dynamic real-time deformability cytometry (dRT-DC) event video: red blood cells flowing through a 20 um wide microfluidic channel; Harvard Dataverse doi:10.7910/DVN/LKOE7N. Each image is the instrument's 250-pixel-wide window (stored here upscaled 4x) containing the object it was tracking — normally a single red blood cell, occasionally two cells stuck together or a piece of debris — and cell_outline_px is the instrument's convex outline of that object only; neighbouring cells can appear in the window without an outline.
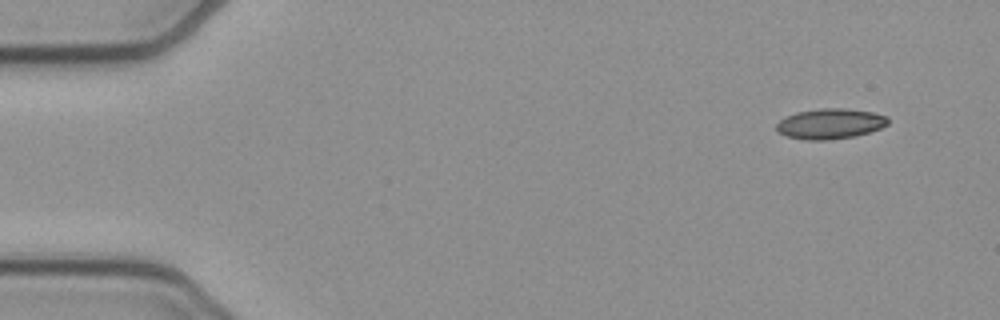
{"species": "common noctule bat (a hibernating species)", "species_latin": "Nyctalus noctula", "temperature_condition": "cold", "stored_images_in_passage": 49, "camera_frame_rate_fps": 3000, "um_per_image_px": 0.085, "animal": {"sex": "female", "body_mass_g": 21.9}, "frame": {"image": 1, "passage_image": 1, "time_ms": 0.0, "image_size_px": [1000, 320], "cell_outline_px": [[888, 124], [880, 128], [856, 136], [824, 140], [804, 140], [784, 136], [776, 132], [776, 124], [784, 116], [796, 112], [820, 108], [844, 108], [872, 112], [888, 116]], "centroid_in_image_um": [70.51, 10.52], "position_along_channel_um": 14.5, "area_um2": 19.94}}
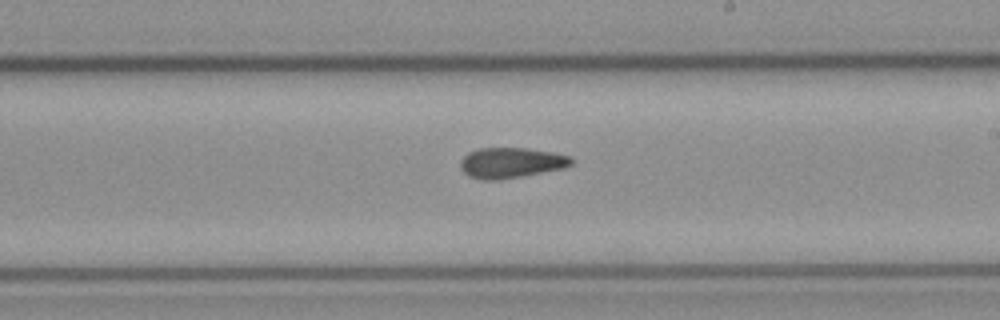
{"frame": {"image": 2, "passage_image": 27, "time_ms": 8.667, "image_size_px": [1000, 320], "cell_outline_px": [[572, 164], [564, 168], [500, 180], [480, 180], [468, 176], [460, 168], [460, 160], [468, 152], [480, 148], [524, 148], [552, 152], [572, 156]], "centroid_in_image_um": [43.41, 13.84], "position_along_channel_um": 245.6, "area_um2": 19.77}}
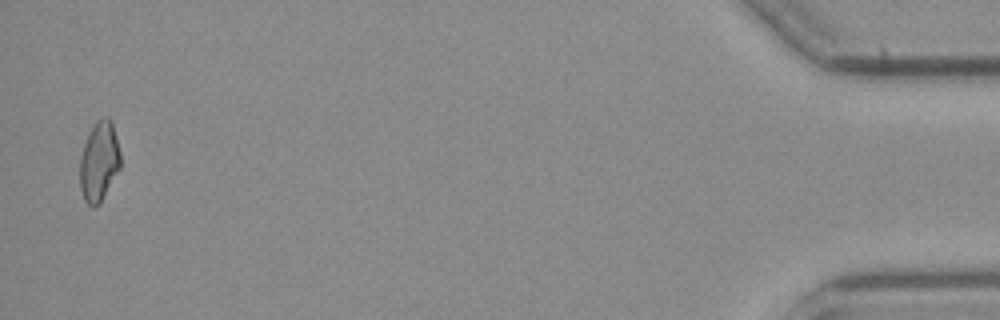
{"frame": {"image": 3, "passage_image": 48, "time_ms": 15.667, "image_size_px": [1000, 320], "cell_outline_px": [[120, 168], [100, 204], [92, 208], [84, 200], [80, 188], [80, 156], [84, 144], [96, 120], [104, 116], [108, 116], [112, 124], [120, 152]], "centroid_in_image_um": [8.42, 13.76], "position_along_channel_um": 426.8, "area_um2": 18.79}, "authors_computed_cell_mechanics": {"area_um2": 19.5942, "velocity_mm_per_s": 3.9441, "shape_relaxation_time_tau1_ms": null, "shape_relaxation_time_tau2_ms": 5.3985, "deformation_change_tau1": null, "deformation_change_tau2": 0.1332}}